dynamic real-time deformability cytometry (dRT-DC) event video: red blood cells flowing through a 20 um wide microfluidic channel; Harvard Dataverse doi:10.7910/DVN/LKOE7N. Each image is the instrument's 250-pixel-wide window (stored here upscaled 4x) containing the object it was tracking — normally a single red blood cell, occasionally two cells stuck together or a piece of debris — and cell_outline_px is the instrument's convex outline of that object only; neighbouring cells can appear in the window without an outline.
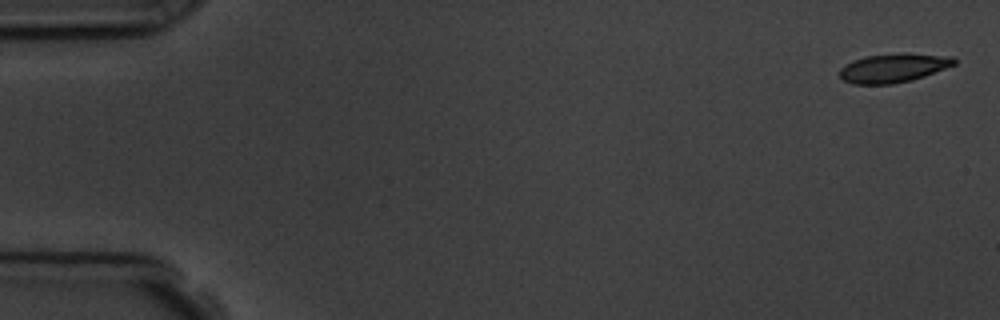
{"species": "common noctule bat (a hibernating species)", "species_latin": "Nyctalus noctula", "temperature_condition": "room temperature", "stored_images_in_passage": 5, "camera_frame_rate_fps": 3000, "um_per_image_px": 0.085, "animal": {"sex": "male", "body_mass_g": 19.5, "forearm_length_mm": 54.6}, "frame": {"image": 1, "passage_image": 1, "time_ms": 0.0, "image_size_px": [1000, 320], "cell_outline_px": [[956, 64], [924, 76], [912, 80], [892, 84], [852, 84], [844, 80], [840, 76], [840, 68], [844, 64], [852, 60], [864, 56], [904, 52], [952, 56], [956, 60]], "centroid_in_image_um": [75.93, 5.76], "position_along_channel_um": 9.1, "area_um2": 19.54}}
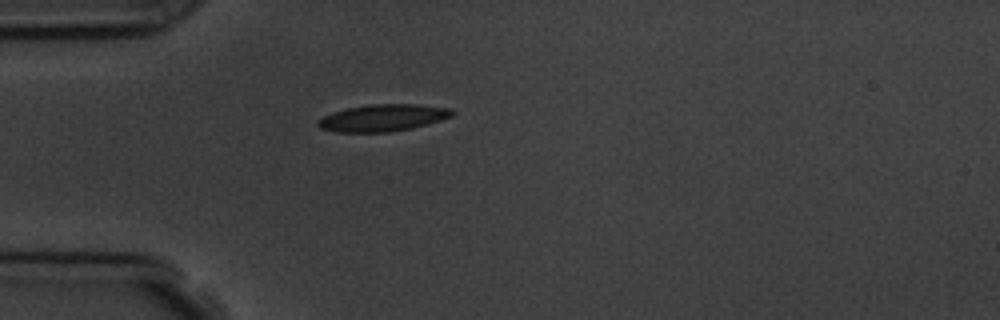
{"frame": {"image": 2, "passage_image": 5, "time_ms": 4.667, "image_size_px": [1000, 320], "cell_outline_px": [[456, 112], [452, 116], [440, 120], [412, 128], [388, 132], [336, 132], [320, 128], [316, 124], [316, 120], [332, 112], [348, 108], [372, 104], [416, 104], [452, 108]], "centroid_in_image_um": [32.54, 10.01], "position_along_channel_um": 52.5, "area_um2": 21.1}}